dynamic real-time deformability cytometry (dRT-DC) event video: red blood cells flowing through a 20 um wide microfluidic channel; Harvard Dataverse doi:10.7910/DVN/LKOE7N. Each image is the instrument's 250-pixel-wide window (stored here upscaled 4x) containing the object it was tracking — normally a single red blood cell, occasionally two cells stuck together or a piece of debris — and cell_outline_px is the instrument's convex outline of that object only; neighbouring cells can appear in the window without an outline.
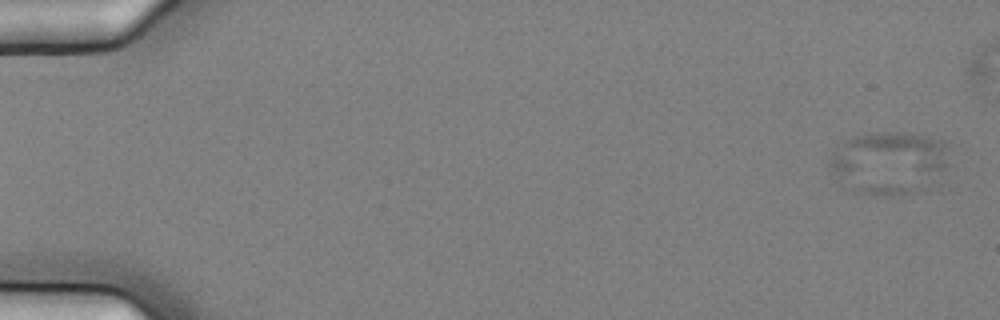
{"species": "common noctule bat (a hibernating species)", "species_latin": "Nyctalus noctula", "temperature_condition": "cold", "stored_images_in_passage": 7, "camera_frame_rate_fps": 3000, "um_per_image_px": 0.085, "animal": {"sex": "female", "body_mass_g": 25.1}, "frame": {"image": 1, "passage_image": 1, "time_ms": 0.0, "image_size_px": [1000, 320], "cell_outline_px": [[948, 184], [940, 188], [928, 192], [892, 196], [868, 196], [852, 192], [844, 188], [828, 172], [824, 164], [832, 152], [836, 148], [852, 136], [888, 132], [904, 132], [928, 136], [948, 140]], "centroid_in_image_um": [75.68, 13.94], "position_along_channel_um": 9.3, "area_um2": 47.57}}